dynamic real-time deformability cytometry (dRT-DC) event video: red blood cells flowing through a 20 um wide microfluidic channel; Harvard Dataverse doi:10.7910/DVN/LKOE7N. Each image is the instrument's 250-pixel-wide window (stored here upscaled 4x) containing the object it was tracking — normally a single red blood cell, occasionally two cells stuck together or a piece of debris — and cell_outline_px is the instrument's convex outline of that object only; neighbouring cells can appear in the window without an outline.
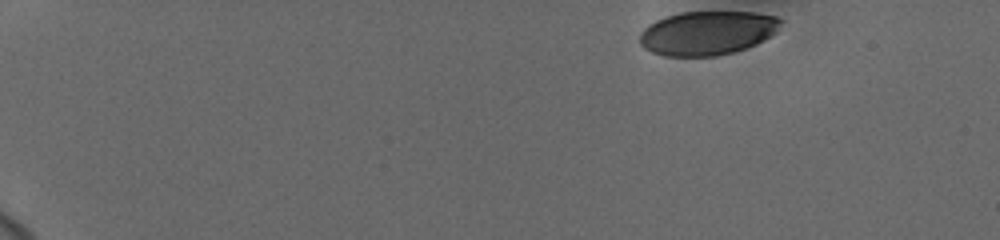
{"species": "human", "species_latin": "Homo sapiens", "temperature_condition": "cold", "stored_images_in_passage": 40, "camera_frame_rate_fps": 3000, "um_per_image_px": 0.085, "donor": {"sex": "female"}, "frame": {"image": 1, "passage_image": 1, "time_ms": 0.0, "image_size_px": [1000, 240], "cell_outline_px": [[784, 20], [776, 32], [764, 40], [748, 48], [716, 56], [664, 56], [652, 52], [644, 48], [640, 44], [640, 32], [648, 24], [656, 20], [680, 12], [752, 12], [776, 16]], "centroid_in_image_um": [60.13, 2.8], "position_along_channel_um": 24.9, "area_um2": 36.3}}
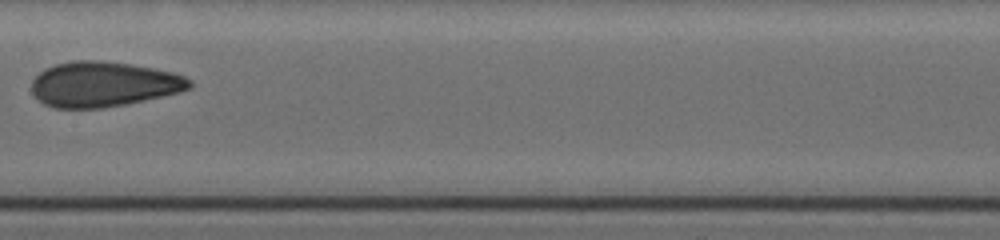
{"frame": {"image": 2, "passage_image": 24, "time_ms": 8.333, "image_size_px": [1000, 240], "cell_outline_px": [[192, 88], [180, 92], [124, 104], [100, 108], [52, 108], [44, 104], [32, 92], [32, 80], [44, 68], [56, 64], [72, 60], [100, 60], [132, 64], [172, 72], [184, 76], [192, 80]], "centroid_in_image_um": [8.79, 7.15], "position_along_channel_um": 198.6, "area_um2": 41.56}}
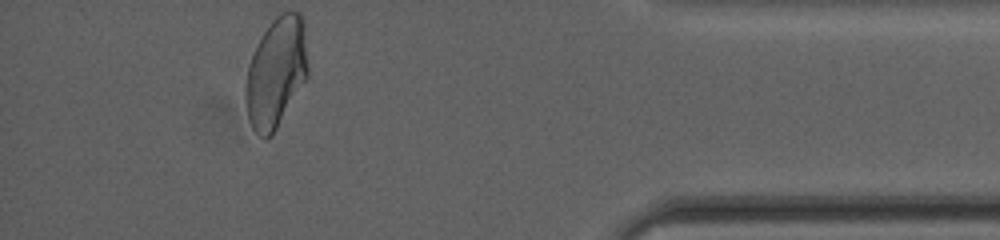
{"frame": {"image": 3, "passage_image": 40, "time_ms": 15.0, "image_size_px": [1000, 240], "cell_outline_px": [[308, 76], [272, 136], [264, 140], [252, 128], [248, 120], [244, 100], [244, 88], [248, 64], [264, 32], [272, 20], [280, 12], [300, 12], [304, 16], [308, 68]], "centroid_in_image_um": [23.46, 6.18], "position_along_channel_um": 411.7, "area_um2": 40.4}, "authors_computed_cell_mechanics": {"area_um2": 39.9109, "velocity_mm_per_s": 3.6908, "shape_relaxation_time_tau1_ms": 7.2401, "shape_relaxation_time_tau2_ms": 1.2274, "deformation_change_tau1": 0.1732, "deformation_change_tau2": 0.0781}}